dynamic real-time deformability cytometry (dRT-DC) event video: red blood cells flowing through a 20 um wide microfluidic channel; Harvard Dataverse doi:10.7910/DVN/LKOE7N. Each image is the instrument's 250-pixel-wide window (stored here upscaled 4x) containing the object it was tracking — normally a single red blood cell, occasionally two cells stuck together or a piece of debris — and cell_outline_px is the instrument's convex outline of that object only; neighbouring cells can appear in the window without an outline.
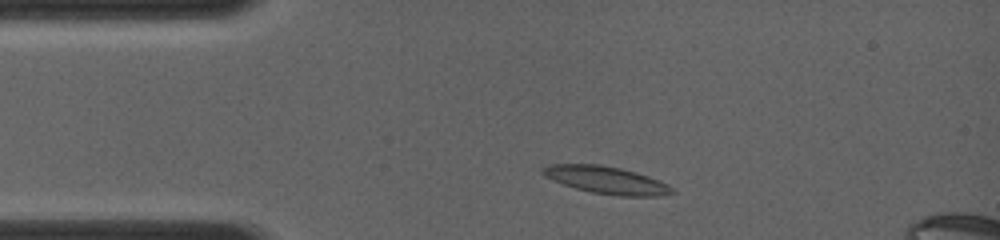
{"species": "common noctule bat (a hibernating species)", "species_latin": "Nyctalus noctula", "temperature_condition": "room temperature", "stored_images_in_passage": 3, "camera_frame_rate_fps": 4000, "um_per_image_px": 0.085, "animal": {"sex": "female", "body_mass_g": 19.0, "forearm_length_mm": 56.7}, "frame": {"image": 1, "passage_image": 2, "time_ms": 0.75, "image_size_px": [1000, 240], "cell_outline_px": [[676, 192], [656, 196], [620, 196], [592, 192], [576, 188], [564, 184], [544, 176], [540, 172], [540, 168], [548, 164], [600, 164], [620, 168], [636, 172], [648, 176], [668, 184]], "centroid_in_image_um": [51.51, 15.29], "position_along_channel_um": 33.5, "area_um2": 20.58}}